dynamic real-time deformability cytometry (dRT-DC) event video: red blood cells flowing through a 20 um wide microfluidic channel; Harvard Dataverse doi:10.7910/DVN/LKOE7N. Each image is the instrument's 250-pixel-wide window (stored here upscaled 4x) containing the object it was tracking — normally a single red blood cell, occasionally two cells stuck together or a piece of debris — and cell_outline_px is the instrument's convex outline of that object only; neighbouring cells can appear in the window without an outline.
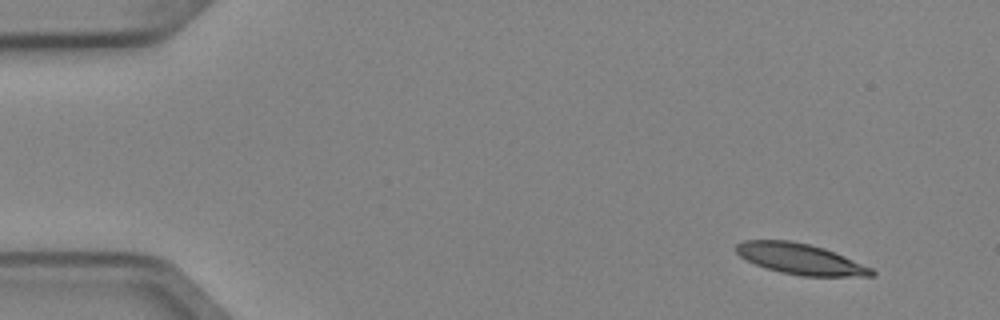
{"species": "Egyptian fruit bat (a non-hibernating species)", "species_latin": "Rousettus aegyptiacus", "temperature_condition": "cold", "stored_images_in_passage": 4, "camera_frame_rate_fps": 3000, "um_per_image_px": 0.085, "animal": {"sex": "female"}, "frame": {"image": 1, "passage_image": 1, "time_ms": 0.0, "image_size_px": [1000, 320], "cell_outline_px": [[876, 276], [800, 276], [780, 272], [756, 264], [740, 256], [736, 252], [736, 244], [744, 240], [792, 240], [824, 248], [844, 256], [872, 268], [876, 272]], "centroid_in_image_um": [68.04, 22.01], "position_along_channel_um": 17.0, "area_um2": 24.16}}
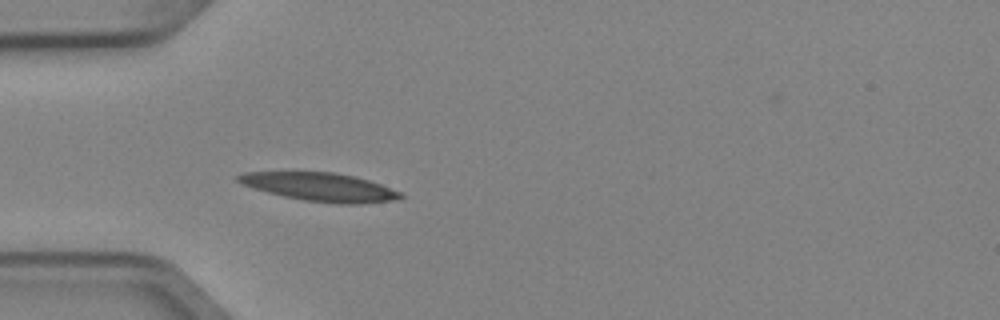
{"frame": {"image": 2, "passage_image": 4, "time_ms": 1.0, "image_size_px": [1000, 320], "cell_outline_px": [[404, 196], [392, 200], [360, 204], [332, 204], [304, 200], [284, 196], [252, 188], [236, 180], [236, 176], [244, 172], [336, 172], [356, 176], [380, 184], [400, 192]], "centroid_in_image_um": [27.2, 15.89], "position_along_channel_um": 57.8, "area_um2": 26.76}}